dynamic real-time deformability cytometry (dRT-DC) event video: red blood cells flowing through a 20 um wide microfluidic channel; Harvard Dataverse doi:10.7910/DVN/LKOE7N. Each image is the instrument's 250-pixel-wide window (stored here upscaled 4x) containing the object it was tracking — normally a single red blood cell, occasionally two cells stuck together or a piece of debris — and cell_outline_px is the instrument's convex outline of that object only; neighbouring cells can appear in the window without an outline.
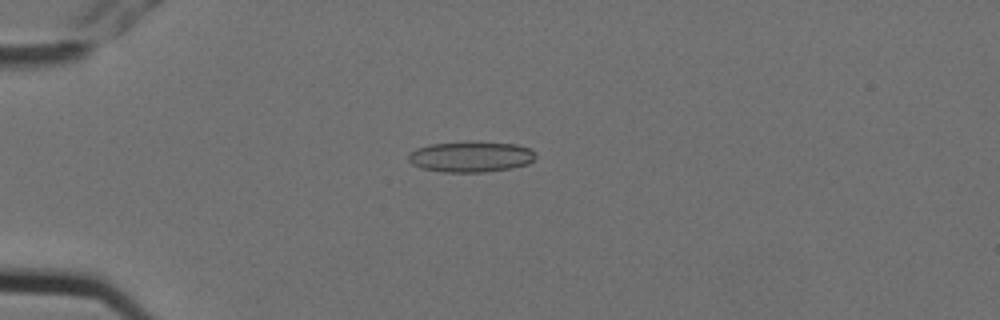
{"species": "Egyptian fruit bat (a non-hibernating species)", "species_latin": "Rousettus aegyptiacus", "temperature_condition": "cold", "stored_images_in_passage": 4, "camera_frame_rate_fps": 3000, "um_per_image_px": 0.085, "animal": {"sex": "female"}, "frame": {"image": 1, "passage_image": 3, "time_ms": 0.667, "image_size_px": [1000, 320], "cell_outline_px": [[536, 156], [528, 164], [512, 168], [484, 172], [444, 172], [420, 168], [412, 164], [408, 160], [408, 152], [416, 148], [432, 144], [516, 144], [532, 148]], "centroid_in_image_um": [40.01, 13.36], "position_along_channel_um": 45.0, "area_um2": 22.08}}